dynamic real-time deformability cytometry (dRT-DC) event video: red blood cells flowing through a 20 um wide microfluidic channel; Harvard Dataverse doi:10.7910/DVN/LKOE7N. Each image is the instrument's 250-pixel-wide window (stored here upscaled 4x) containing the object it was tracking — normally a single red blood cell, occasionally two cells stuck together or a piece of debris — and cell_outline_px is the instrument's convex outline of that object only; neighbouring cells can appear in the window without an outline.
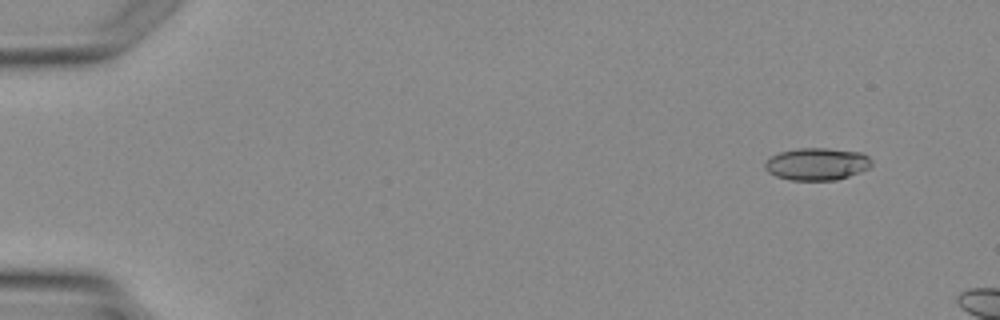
{"species": "Egyptian fruit bat (a non-hibernating species)", "species_latin": "Rousettus aegyptiacus", "temperature_condition": "warm", "stored_images_in_passage": 3, "camera_frame_rate_fps": 3000, "um_per_image_px": 0.085, "animal": {"sex": "female"}, "frame": {"image": 1, "passage_image": 3, "time_ms": 3.333, "image_size_px": [1000, 320], "cell_outline_px": [[872, 164], [868, 168], [860, 172], [836, 180], [788, 180], [776, 176], [768, 172], [764, 168], [764, 164], [772, 156], [780, 152], [796, 148], [828, 148], [860, 152], [868, 156], [872, 160]], "centroid_in_image_um": [69.44, 13.94], "position_along_channel_um": 15.6, "area_um2": 20.11}}